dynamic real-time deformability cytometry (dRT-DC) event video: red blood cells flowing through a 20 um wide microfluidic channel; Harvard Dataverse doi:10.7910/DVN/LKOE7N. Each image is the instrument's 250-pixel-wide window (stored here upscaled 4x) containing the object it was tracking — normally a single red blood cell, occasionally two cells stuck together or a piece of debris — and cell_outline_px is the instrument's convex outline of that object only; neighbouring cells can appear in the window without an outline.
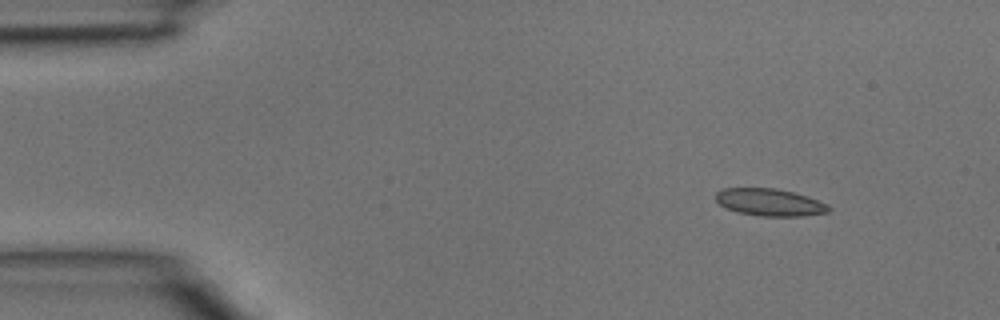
{"species": "common noctule bat (a hibernating species)", "species_latin": "Nyctalus noctula", "temperature_condition": "room temperature", "stored_images_in_passage": 4, "camera_frame_rate_fps": 3000, "um_per_image_px": 0.085, "animal": {"sex": "male", "body_mass_g": 15.6}, "frame": {"image": 1, "passage_image": 2, "time_ms": 0.333, "image_size_px": [1000, 320], "cell_outline_px": [[832, 208], [828, 212], [800, 216], [760, 216], [740, 212], [728, 208], [720, 204], [716, 200], [716, 192], [724, 188], [776, 188], [808, 196], [828, 204]], "centroid_in_image_um": [65.46, 17.19], "position_along_channel_um": 19.5, "area_um2": 17.8}}
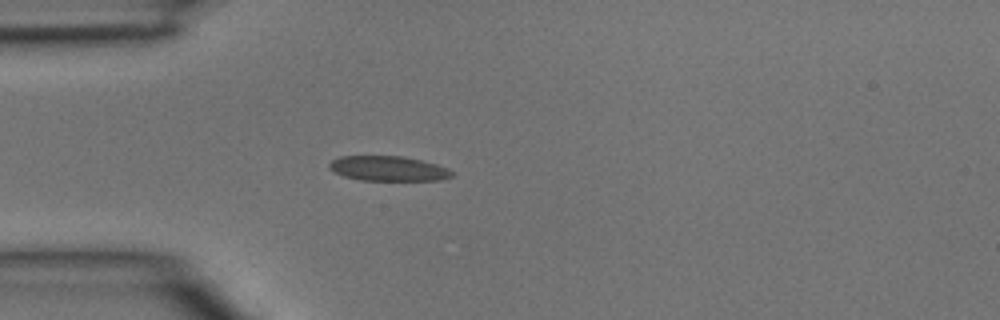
{"frame": {"image": 2, "passage_image": 4, "time_ms": 1.0, "image_size_px": [1000, 320], "cell_outline_px": [[452, 176], [440, 180], [360, 180], [344, 176], [328, 168], [328, 164], [332, 160], [340, 156], [404, 156], [436, 164], [448, 168], [452, 172]], "centroid_in_image_um": [32.98, 14.32], "position_along_channel_um": 52.0, "area_um2": 17.69}}